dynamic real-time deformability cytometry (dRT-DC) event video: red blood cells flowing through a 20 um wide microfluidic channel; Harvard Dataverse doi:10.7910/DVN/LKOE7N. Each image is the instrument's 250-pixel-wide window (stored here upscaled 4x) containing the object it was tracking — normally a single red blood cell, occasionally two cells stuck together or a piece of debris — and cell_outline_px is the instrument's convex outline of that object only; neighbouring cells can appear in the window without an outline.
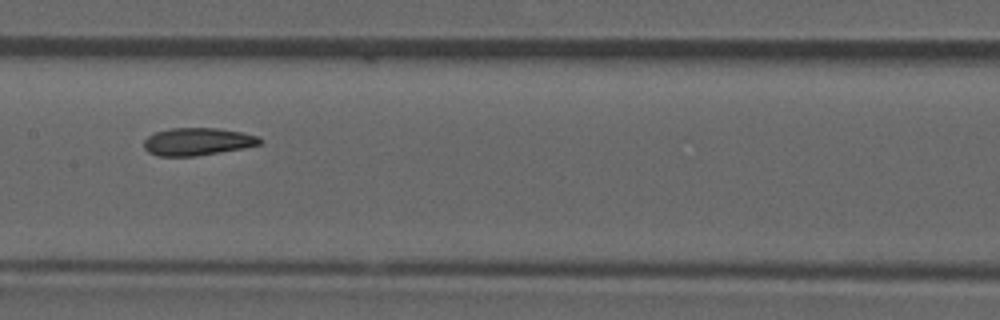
{"species": "common noctule bat (a hibernating species)", "species_latin": "Nyctalus noctula", "temperature_condition": "room temperature", "stored_images_in_passage": 36, "camera_frame_rate_fps": 3000, "um_per_image_px": 0.085, "animal": {"sex": "male", "forearm_length_mm": 52.5}, "frame": {"image": 1, "passage_image": 11, "time_ms": 3.333, "image_size_px": [1000, 320], "cell_outline_px": [[264, 140], [260, 144], [244, 148], [192, 156], [156, 156], [148, 152], [144, 148], [144, 140], [148, 136], [156, 132], [172, 128], [216, 128], [240, 132], [256, 136]], "centroid_in_image_um": [16.76, 12.04], "position_along_channel_um": 190.6, "area_um2": 18.44}, "authors_computed_cell_mechanics": {"area_um2": 18.5538, "velocity_mm_per_s": 3.9188, "shape_relaxation_time_tau1_ms": null, "shape_relaxation_time_tau2_ms": 3.5188, "deformation_change_tau1": null, "deformation_change_tau2": 0.117}}